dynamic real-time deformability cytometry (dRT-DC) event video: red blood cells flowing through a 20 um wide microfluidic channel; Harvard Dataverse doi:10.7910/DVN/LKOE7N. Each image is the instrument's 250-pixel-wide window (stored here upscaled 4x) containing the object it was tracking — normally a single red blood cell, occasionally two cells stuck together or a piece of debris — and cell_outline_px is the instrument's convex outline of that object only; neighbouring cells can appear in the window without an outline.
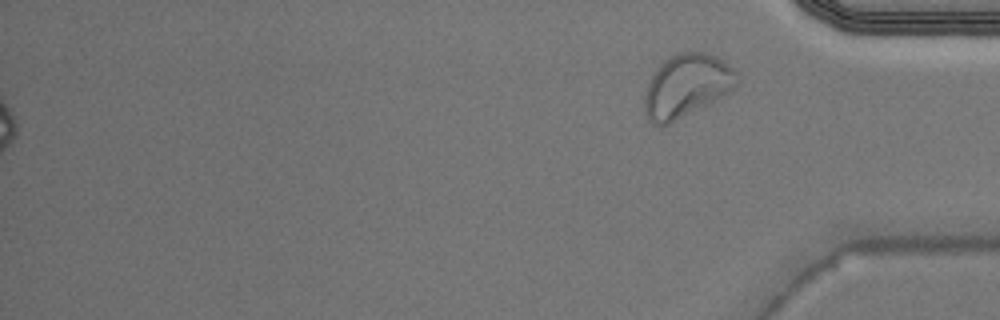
{"species": "Egyptian fruit bat (a non-hibernating species)", "species_latin": "Rousettus aegyptiacus", "temperature_condition": "warm", "stored_images_in_passage": 43, "segment_of_instrument_passage": [2, 2], "camera_frame_rate_fps": 3000, "um_per_image_px": 0.085, "animal": {"sex": "male"}, "frame": {"image": 1, "passage_image": 43, "time_ms": 14.0, "image_size_px": [1000, 320], "cell_outline_px": [[736, 84], [724, 96], [668, 124], [652, 124], [648, 120], [644, 108], [644, 96], [648, 80], [656, 68], [664, 60], [680, 52], [704, 52], [716, 56], [724, 60], [736, 72]], "centroid_in_image_um": [58.32, 7.28], "position_along_channel_um": 376.9, "area_um2": 33.7}}